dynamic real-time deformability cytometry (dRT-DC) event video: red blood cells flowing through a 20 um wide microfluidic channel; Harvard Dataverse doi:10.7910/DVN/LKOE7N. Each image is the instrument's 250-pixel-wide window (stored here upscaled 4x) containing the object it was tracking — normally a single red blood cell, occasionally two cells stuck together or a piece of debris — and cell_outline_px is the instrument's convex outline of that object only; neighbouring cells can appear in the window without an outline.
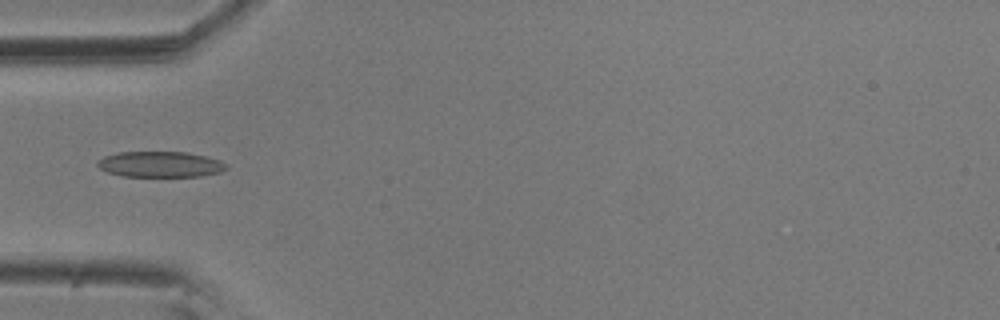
{"species": "common noctule bat (a hibernating species)", "species_latin": "Nyctalus noctula", "temperature_condition": "room temperature", "stored_images_in_passage": 6, "camera_frame_rate_fps": 3000, "um_per_image_px": 0.085, "animal": {"sex": "male", "body_mass_g": 20.5, "forearm_length_mm": 52.5}, "frame": {"image": 1, "passage_image": 6, "time_ms": 1.667, "image_size_px": [1000, 320], "cell_outline_px": [[228, 168], [220, 172], [200, 176], [124, 176], [108, 172], [100, 168], [96, 164], [104, 156], [120, 152], [188, 152], [220, 160], [228, 164]], "centroid_in_image_um": [13.66, 13.96], "position_along_channel_um": 71.3, "area_um2": 19.19}}